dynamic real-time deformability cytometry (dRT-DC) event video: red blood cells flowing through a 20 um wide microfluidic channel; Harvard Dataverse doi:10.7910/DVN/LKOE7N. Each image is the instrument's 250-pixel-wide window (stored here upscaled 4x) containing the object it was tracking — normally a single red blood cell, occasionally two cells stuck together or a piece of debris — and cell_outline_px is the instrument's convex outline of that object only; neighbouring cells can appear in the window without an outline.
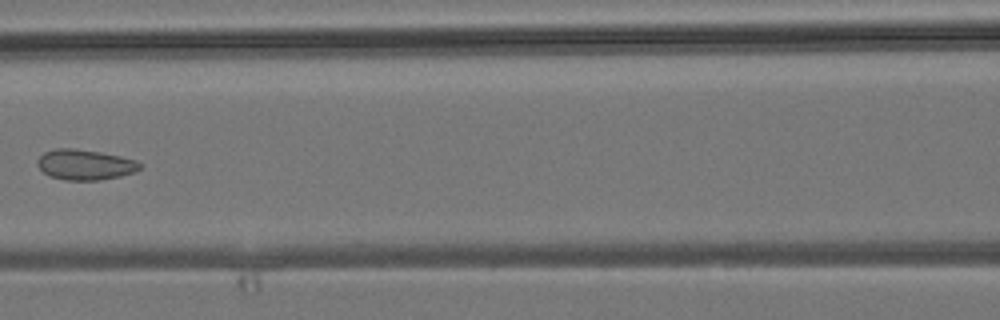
{"species": "common noctule bat (a hibernating species)", "species_latin": "Nyctalus noctula", "temperature_condition": "room temperature", "stored_images_in_passage": 7, "camera_frame_rate_fps": 3000, "um_per_image_px": 0.085, "animal": {"sex": "male", "body_mass_g": 19.2, "forearm_length_mm": 51.8}, "frame": {"image": 1, "passage_image": 6, "time_ms": 6.0, "image_size_px": [1000, 320], "cell_outline_px": [[140, 168], [132, 172], [120, 176], [100, 180], [64, 180], [48, 176], [36, 164], [36, 160], [44, 152], [56, 148], [72, 148], [100, 152], [120, 156], [136, 160], [140, 164]], "centroid_in_image_um": [7.17, 13.99], "position_along_channel_um": 159.4, "area_um2": 18.09}}
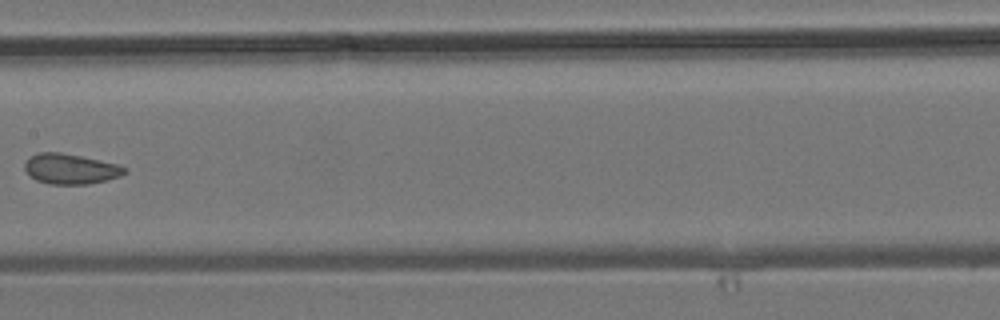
{"frame": {"image": 2, "passage_image": 7, "time_ms": 7.0, "image_size_px": [1000, 320], "cell_outline_px": [[128, 172], [120, 176], [88, 184], [48, 184], [36, 180], [24, 168], [24, 164], [32, 156], [40, 152], [60, 152], [120, 164], [128, 168]], "centroid_in_image_um": [6.04, 14.35], "position_along_channel_um": 201.4, "area_um2": 17.51}}